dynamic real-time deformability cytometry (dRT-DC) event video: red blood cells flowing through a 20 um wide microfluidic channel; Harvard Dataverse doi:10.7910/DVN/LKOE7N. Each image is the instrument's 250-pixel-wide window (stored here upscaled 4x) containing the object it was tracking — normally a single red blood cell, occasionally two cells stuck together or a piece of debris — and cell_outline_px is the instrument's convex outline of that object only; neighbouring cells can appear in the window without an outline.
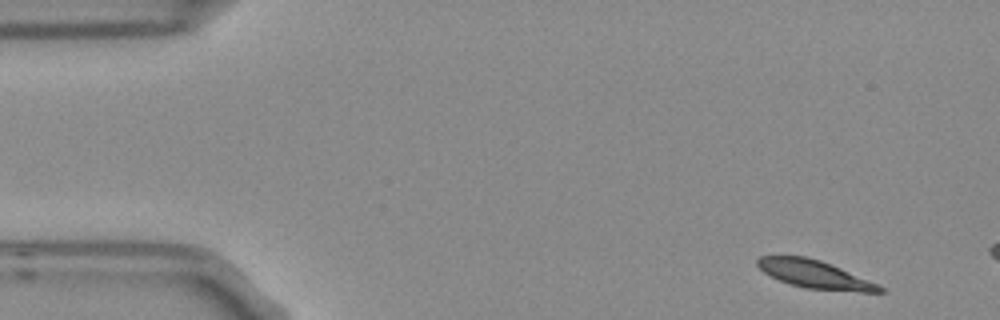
{"species": "Egyptian fruit bat (a non-hibernating species)", "species_latin": "Rousettus aegyptiacus", "temperature_condition": "room temperature", "stored_images_in_passage": 3, "camera_frame_rate_fps": 3000, "um_per_image_px": 0.085, "frame": {"image": 1, "passage_image": 1, "time_ms": 0.0, "image_size_px": [1000, 320], "cell_outline_px": [[884, 292], [860, 292], [804, 288], [788, 284], [764, 272], [756, 264], [756, 260], [760, 256], [804, 256], [820, 260], [840, 268], [876, 284], [884, 288]], "centroid_in_image_um": [69.21, 23.32], "position_along_channel_um": 15.8, "area_um2": 19.59}}